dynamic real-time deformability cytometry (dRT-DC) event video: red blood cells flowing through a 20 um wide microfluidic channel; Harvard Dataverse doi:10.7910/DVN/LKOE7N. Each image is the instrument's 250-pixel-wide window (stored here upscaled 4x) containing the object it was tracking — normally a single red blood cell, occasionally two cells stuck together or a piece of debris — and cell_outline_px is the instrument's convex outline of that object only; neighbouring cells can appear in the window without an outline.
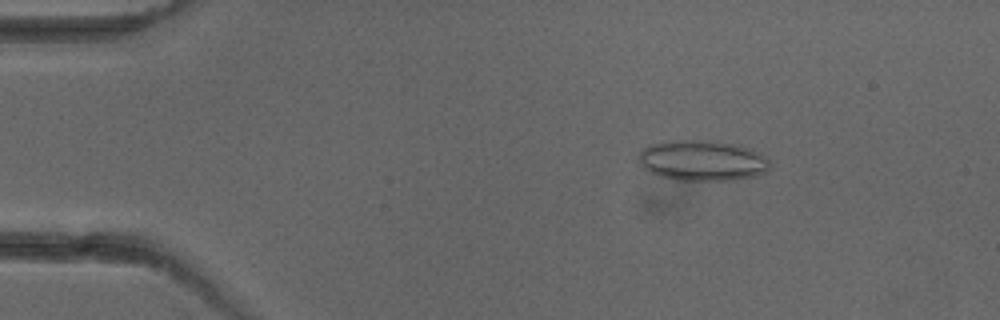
{"species": "common noctule bat (a hibernating species)", "species_latin": "Nyctalus noctula", "temperature_condition": "cold", "stored_images_in_passage": 4, "camera_frame_rate_fps": 3000, "um_per_image_px": 0.085, "animal": {"sex": "female"}, "frame": {"image": 1, "passage_image": 2, "time_ms": 1.333, "image_size_px": [1000, 320], "cell_outline_px": [[772, 168], [768, 172], [756, 176], [736, 180], [676, 180], [656, 176], [644, 168], [640, 160], [640, 152], [648, 144], [672, 140], [704, 140], [736, 144], [748, 148], [764, 156], [772, 164]], "centroid_in_image_um": [59.73, 13.66], "position_along_channel_um": 25.3, "area_um2": 31.27}}